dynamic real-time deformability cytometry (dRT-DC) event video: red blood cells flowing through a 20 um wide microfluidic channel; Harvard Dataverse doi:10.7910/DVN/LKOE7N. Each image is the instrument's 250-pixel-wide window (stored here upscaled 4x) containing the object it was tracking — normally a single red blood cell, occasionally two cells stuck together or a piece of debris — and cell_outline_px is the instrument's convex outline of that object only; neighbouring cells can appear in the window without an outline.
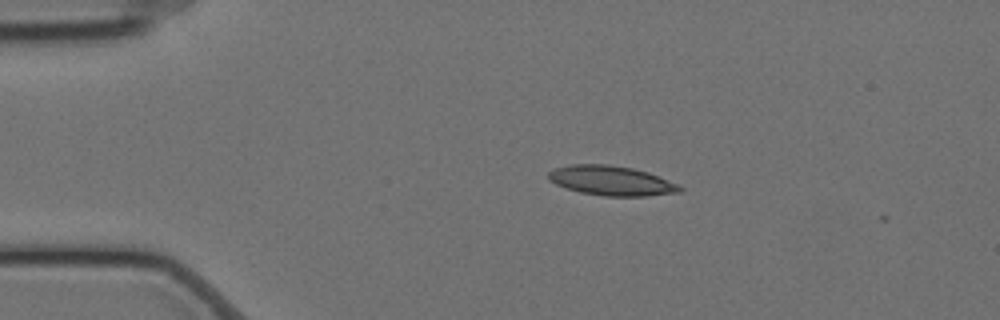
{"species": "Egyptian fruit bat (a non-hibernating species)", "species_latin": "Rousettus aegyptiacus", "temperature_condition": "cold", "stored_images_in_passage": 3, "camera_frame_rate_fps": 3000, "um_per_image_px": 0.085, "animal": {"sex": "female"}, "frame": {"image": 1, "passage_image": 1, "time_ms": 0.0, "image_size_px": [1000, 320], "cell_outline_px": [[684, 188], [680, 192], [644, 196], [604, 196], [580, 192], [556, 184], [548, 180], [548, 172], [552, 168], [572, 164], [608, 164], [632, 168], [648, 172], [680, 184]], "centroid_in_image_um": [51.97, 15.35], "position_along_channel_um": 33.0, "area_um2": 22.83}}